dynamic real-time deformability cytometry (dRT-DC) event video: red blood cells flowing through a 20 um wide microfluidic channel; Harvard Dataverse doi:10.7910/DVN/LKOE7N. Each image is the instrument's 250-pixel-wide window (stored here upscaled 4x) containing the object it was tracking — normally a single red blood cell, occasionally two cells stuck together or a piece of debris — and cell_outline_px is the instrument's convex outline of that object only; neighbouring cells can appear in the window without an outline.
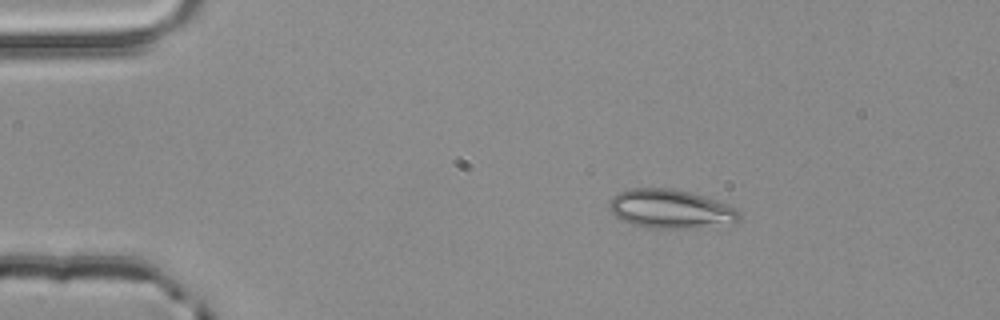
{"species": "common noctule bat (a hibernating species)", "species_latin": "Nyctalus noctula", "temperature_condition": "room temperature", "stored_images_in_passage": 2, "camera_frame_rate_fps": 3000, "um_per_image_px": 0.085, "animal": {"sex": "male", "body_mass_g": 20.4}, "frame": {"image": 1, "passage_image": 1, "time_ms": 0.0, "image_size_px": [1000, 320], "cell_outline_px": [[740, 220], [684, 228], [648, 228], [632, 224], [620, 220], [608, 208], [608, 204], [612, 196], [620, 192], [632, 188], [672, 188], [688, 192], [736, 208], [740, 212]], "centroid_in_image_um": [56.87, 17.75], "position_along_channel_um": 28.1, "area_um2": 28.67}}